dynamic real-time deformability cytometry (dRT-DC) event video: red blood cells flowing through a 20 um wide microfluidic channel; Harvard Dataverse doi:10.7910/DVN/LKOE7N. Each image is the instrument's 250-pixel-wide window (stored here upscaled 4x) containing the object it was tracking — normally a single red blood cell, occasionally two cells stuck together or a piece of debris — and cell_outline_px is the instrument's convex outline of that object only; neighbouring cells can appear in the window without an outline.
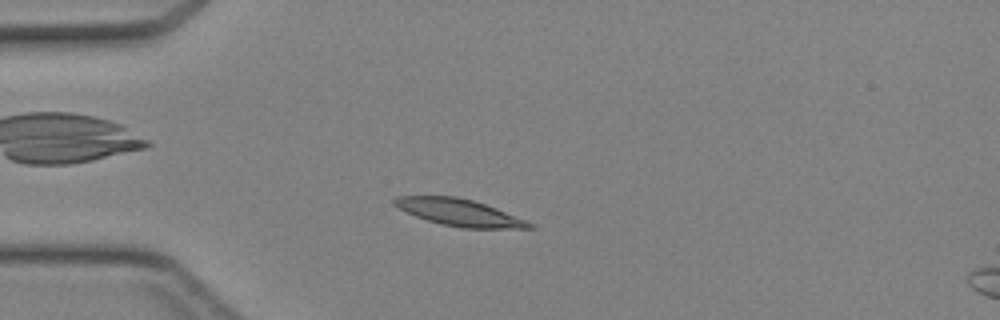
{"species": "Egyptian fruit bat (a non-hibernating species)", "species_latin": "Rousettus aegyptiacus", "temperature_condition": "cold", "stored_images_in_passage": 42, "camera_frame_rate_fps": 3000, "um_per_image_px": 0.085, "animal": {"sex": "female"}, "frame": {"image": 1, "passage_image": 9, "time_ms": 2.667, "image_size_px": [1000, 320], "cell_outline_px": [[536, 228], [460, 228], [440, 224], [416, 216], [392, 204], [392, 200], [396, 196], [456, 196], [472, 200], [496, 208], [528, 220], [536, 224]], "centroid_in_image_um": [39.09, 18.07], "position_along_channel_um": 45.9, "area_um2": 21.15}}
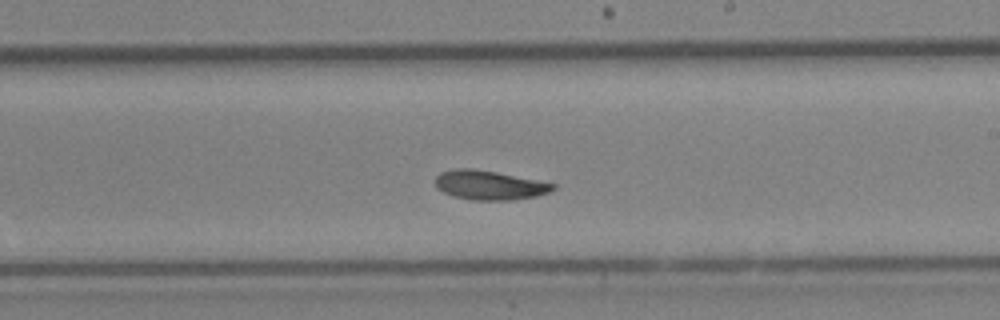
{"frame": {"image": 2, "passage_image": 24, "time_ms": 7.667, "image_size_px": [1000, 320], "cell_outline_px": [[556, 188], [548, 192], [536, 196], [512, 200], [472, 200], [452, 196], [436, 188], [436, 176], [440, 172], [456, 168], [472, 168], [496, 172], [556, 184]], "centroid_in_image_um": [41.57, 15.74], "position_along_channel_um": 247.4, "area_um2": 20.0}}
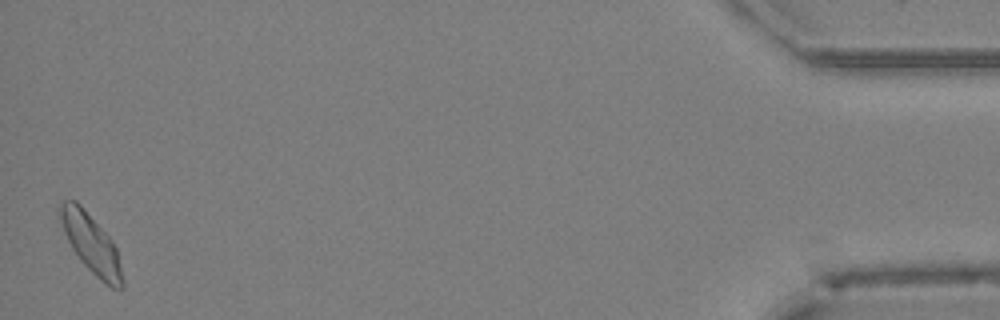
{"frame": {"image": 3, "passage_image": 42, "time_ms": 13.667, "image_size_px": [1000, 320], "cell_outline_px": [[124, 284], [120, 288], [112, 288], [100, 280], [80, 260], [72, 248], [64, 232], [56, 208], [64, 200], [76, 200], [80, 204], [108, 236], [116, 248], [124, 280]], "centroid_in_image_um": [7.72, 20.69], "position_along_channel_um": 427.5, "area_um2": 21.1}}